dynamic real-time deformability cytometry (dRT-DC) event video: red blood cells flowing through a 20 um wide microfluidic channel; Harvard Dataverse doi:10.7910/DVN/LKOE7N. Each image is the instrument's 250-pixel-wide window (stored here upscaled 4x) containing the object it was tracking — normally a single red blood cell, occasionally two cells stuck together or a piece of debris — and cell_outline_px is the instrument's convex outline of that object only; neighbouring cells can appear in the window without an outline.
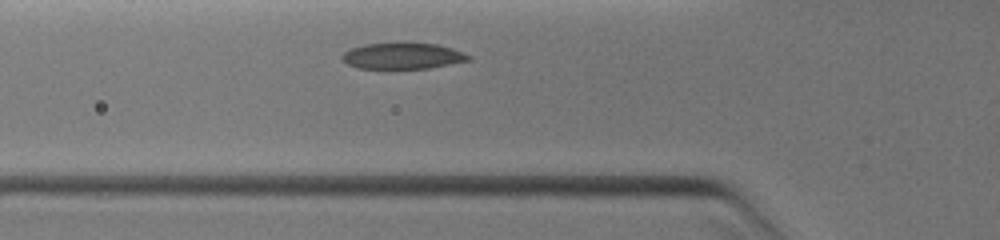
{"species": "common noctule bat (a hibernating species)", "species_latin": "Nyctalus noctula", "temperature_condition": "warm", "stored_images_in_passage": 19, "camera_frame_rate_fps": 3000, "um_per_image_px": 0.085, "animal": {"sex": "female", "body_mass_g": 19.0, "forearm_length_mm": 51.5}, "frame": {"image": 1, "passage_image": 3, "time_ms": 1.0, "image_size_px": [1000, 240], "cell_outline_px": [[472, 60], [428, 68], [388, 72], [356, 68], [348, 64], [340, 56], [344, 52], [352, 48], [364, 44], [404, 40], [436, 44], [452, 48], [464, 52], [472, 56]], "centroid_in_image_um": [34.2, 4.77], "position_along_channel_um": 91.6, "area_um2": 20.98}}
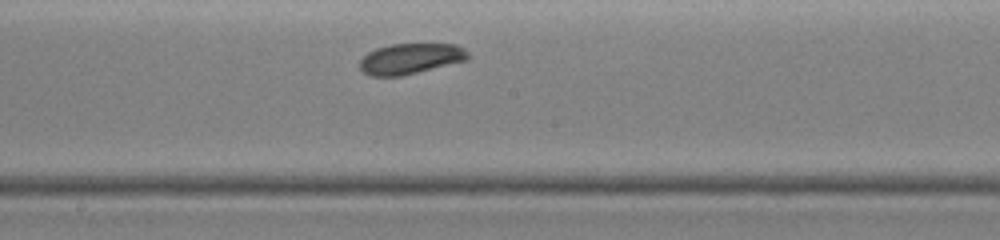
{"frame": {"image": 2, "passage_image": 10, "time_ms": 3.667, "image_size_px": [1000, 240], "cell_outline_px": [[468, 60], [400, 76], [372, 76], [364, 72], [360, 68], [360, 60], [368, 52], [376, 48], [392, 44], [456, 44], [464, 48], [468, 52]], "centroid_in_image_um": [34.9, 4.98], "position_along_channel_um": 213.3, "area_um2": 19.19}}
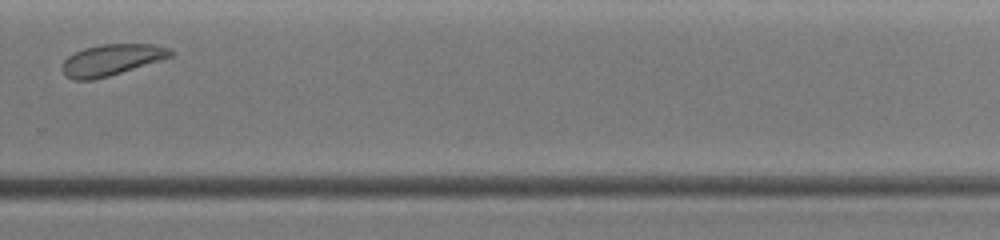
{"frame": {"image": 3, "passage_image": 15, "time_ms": 6.0, "image_size_px": [1000, 240], "cell_outline_px": [[172, 56], [160, 60], [108, 76], [92, 80], [76, 80], [68, 76], [64, 72], [64, 60], [68, 56], [84, 48], [100, 44], [156, 44], [168, 48], [172, 52]], "centroid_in_image_um": [9.49, 5.07], "position_along_channel_um": 320.3, "area_um2": 19.25}}